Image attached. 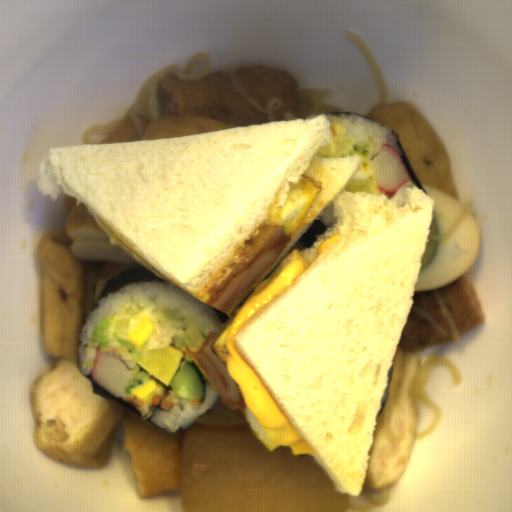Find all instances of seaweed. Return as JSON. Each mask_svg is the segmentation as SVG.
<instances>
[{
    "label": "seaweed",
    "mask_w": 512,
    "mask_h": 512,
    "mask_svg": "<svg viewBox=\"0 0 512 512\" xmlns=\"http://www.w3.org/2000/svg\"><path fill=\"white\" fill-rule=\"evenodd\" d=\"M83 374L91 382L92 388H93V393L99 395L104 401H107V402L119 405V406L123 407L124 409L129 410V411L135 413L140 419H143L142 417H140L139 410H138L136 404H134L133 402L129 401L126 398H115V397H113L112 395L107 393L105 390H103L101 387H99L96 383H94L92 381L91 376L89 374H85L84 372H83ZM147 421H149V420H147Z\"/></svg>",
    "instance_id": "seaweed-2"
},
{
    "label": "seaweed",
    "mask_w": 512,
    "mask_h": 512,
    "mask_svg": "<svg viewBox=\"0 0 512 512\" xmlns=\"http://www.w3.org/2000/svg\"><path fill=\"white\" fill-rule=\"evenodd\" d=\"M391 132L394 133L393 131H391ZM395 136H396L397 141H398L400 155H401V157H402V159H403V161L405 163V168H406V170H407V172H408V174L410 176V179L412 180V182H413V184L415 186L419 187L420 189H422L425 192L421 182L418 180V178L416 177V175H415V173H414V171L412 169V166H411V164L409 162V159L407 157V154H406V152L404 150V147H403V145L401 143V140H400L399 136L397 134H395Z\"/></svg>",
    "instance_id": "seaweed-3"
},
{
    "label": "seaweed",
    "mask_w": 512,
    "mask_h": 512,
    "mask_svg": "<svg viewBox=\"0 0 512 512\" xmlns=\"http://www.w3.org/2000/svg\"><path fill=\"white\" fill-rule=\"evenodd\" d=\"M330 114H338V115H346V116H358V117L365 118V119L373 121L372 119L367 117L365 114H357V113H349V112H334V113H330Z\"/></svg>",
    "instance_id": "seaweed-4"
},
{
    "label": "seaweed",
    "mask_w": 512,
    "mask_h": 512,
    "mask_svg": "<svg viewBox=\"0 0 512 512\" xmlns=\"http://www.w3.org/2000/svg\"><path fill=\"white\" fill-rule=\"evenodd\" d=\"M150 272L146 267L127 266L110 277L99 296V303L109 294L125 287L136 279Z\"/></svg>",
    "instance_id": "seaweed-1"
}]
</instances>
